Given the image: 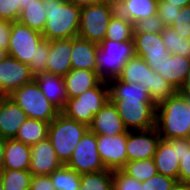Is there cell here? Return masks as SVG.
Masks as SVG:
<instances>
[{"instance_id":"obj_23","label":"cell","mask_w":190,"mask_h":190,"mask_svg":"<svg viewBox=\"0 0 190 190\" xmlns=\"http://www.w3.org/2000/svg\"><path fill=\"white\" fill-rule=\"evenodd\" d=\"M190 68V58L171 53L167 60L158 68V73L167 81L176 91H178L186 78Z\"/></svg>"},{"instance_id":"obj_32","label":"cell","mask_w":190,"mask_h":190,"mask_svg":"<svg viewBox=\"0 0 190 190\" xmlns=\"http://www.w3.org/2000/svg\"><path fill=\"white\" fill-rule=\"evenodd\" d=\"M161 36L168 52L190 58V38L180 36L171 27H165Z\"/></svg>"},{"instance_id":"obj_37","label":"cell","mask_w":190,"mask_h":190,"mask_svg":"<svg viewBox=\"0 0 190 190\" xmlns=\"http://www.w3.org/2000/svg\"><path fill=\"white\" fill-rule=\"evenodd\" d=\"M112 190H144L142 182L128 176L122 170L112 171Z\"/></svg>"},{"instance_id":"obj_52","label":"cell","mask_w":190,"mask_h":190,"mask_svg":"<svg viewBox=\"0 0 190 190\" xmlns=\"http://www.w3.org/2000/svg\"><path fill=\"white\" fill-rule=\"evenodd\" d=\"M8 56V50L0 48V62H2Z\"/></svg>"},{"instance_id":"obj_22","label":"cell","mask_w":190,"mask_h":190,"mask_svg":"<svg viewBox=\"0 0 190 190\" xmlns=\"http://www.w3.org/2000/svg\"><path fill=\"white\" fill-rule=\"evenodd\" d=\"M154 71L147 65L144 59L134 55L124 65L118 78L126 83H139L146 88L151 98V81Z\"/></svg>"},{"instance_id":"obj_55","label":"cell","mask_w":190,"mask_h":190,"mask_svg":"<svg viewBox=\"0 0 190 190\" xmlns=\"http://www.w3.org/2000/svg\"><path fill=\"white\" fill-rule=\"evenodd\" d=\"M186 96H187L188 103H189V106H190V93L186 94Z\"/></svg>"},{"instance_id":"obj_8","label":"cell","mask_w":190,"mask_h":190,"mask_svg":"<svg viewBox=\"0 0 190 190\" xmlns=\"http://www.w3.org/2000/svg\"><path fill=\"white\" fill-rule=\"evenodd\" d=\"M44 40L41 32L19 21L12 22L8 55L27 65H35L36 47Z\"/></svg>"},{"instance_id":"obj_17","label":"cell","mask_w":190,"mask_h":190,"mask_svg":"<svg viewBox=\"0 0 190 190\" xmlns=\"http://www.w3.org/2000/svg\"><path fill=\"white\" fill-rule=\"evenodd\" d=\"M26 113L9 97H0V138H15L27 119Z\"/></svg>"},{"instance_id":"obj_33","label":"cell","mask_w":190,"mask_h":190,"mask_svg":"<svg viewBox=\"0 0 190 190\" xmlns=\"http://www.w3.org/2000/svg\"><path fill=\"white\" fill-rule=\"evenodd\" d=\"M80 190H112V171L103 170L93 173L80 174Z\"/></svg>"},{"instance_id":"obj_16","label":"cell","mask_w":190,"mask_h":190,"mask_svg":"<svg viewBox=\"0 0 190 190\" xmlns=\"http://www.w3.org/2000/svg\"><path fill=\"white\" fill-rule=\"evenodd\" d=\"M89 130L96 135L106 136L128 133L116 106L110 100L94 115Z\"/></svg>"},{"instance_id":"obj_48","label":"cell","mask_w":190,"mask_h":190,"mask_svg":"<svg viewBox=\"0 0 190 190\" xmlns=\"http://www.w3.org/2000/svg\"><path fill=\"white\" fill-rule=\"evenodd\" d=\"M177 92L182 93L184 95L190 93V68L188 69V72L186 74V78L182 87Z\"/></svg>"},{"instance_id":"obj_34","label":"cell","mask_w":190,"mask_h":190,"mask_svg":"<svg viewBox=\"0 0 190 190\" xmlns=\"http://www.w3.org/2000/svg\"><path fill=\"white\" fill-rule=\"evenodd\" d=\"M0 175L4 190H29L32 173L29 170L2 169Z\"/></svg>"},{"instance_id":"obj_43","label":"cell","mask_w":190,"mask_h":190,"mask_svg":"<svg viewBox=\"0 0 190 190\" xmlns=\"http://www.w3.org/2000/svg\"><path fill=\"white\" fill-rule=\"evenodd\" d=\"M181 12V8L177 5L169 4L165 0H158V17L164 22L166 27H170L176 17Z\"/></svg>"},{"instance_id":"obj_21","label":"cell","mask_w":190,"mask_h":190,"mask_svg":"<svg viewBox=\"0 0 190 190\" xmlns=\"http://www.w3.org/2000/svg\"><path fill=\"white\" fill-rule=\"evenodd\" d=\"M31 146L15 138L4 140V161L2 169L29 170Z\"/></svg>"},{"instance_id":"obj_49","label":"cell","mask_w":190,"mask_h":190,"mask_svg":"<svg viewBox=\"0 0 190 190\" xmlns=\"http://www.w3.org/2000/svg\"><path fill=\"white\" fill-rule=\"evenodd\" d=\"M165 1L169 2V4L177 5V7L180 8L190 5V0H165Z\"/></svg>"},{"instance_id":"obj_2","label":"cell","mask_w":190,"mask_h":190,"mask_svg":"<svg viewBox=\"0 0 190 190\" xmlns=\"http://www.w3.org/2000/svg\"><path fill=\"white\" fill-rule=\"evenodd\" d=\"M46 25L42 35L45 40L78 37L81 8L66 0L44 1Z\"/></svg>"},{"instance_id":"obj_6","label":"cell","mask_w":190,"mask_h":190,"mask_svg":"<svg viewBox=\"0 0 190 190\" xmlns=\"http://www.w3.org/2000/svg\"><path fill=\"white\" fill-rule=\"evenodd\" d=\"M115 12V0L82 7L78 37L100 44L105 39L107 26Z\"/></svg>"},{"instance_id":"obj_44","label":"cell","mask_w":190,"mask_h":190,"mask_svg":"<svg viewBox=\"0 0 190 190\" xmlns=\"http://www.w3.org/2000/svg\"><path fill=\"white\" fill-rule=\"evenodd\" d=\"M178 182L190 183V149H186L179 161Z\"/></svg>"},{"instance_id":"obj_50","label":"cell","mask_w":190,"mask_h":190,"mask_svg":"<svg viewBox=\"0 0 190 190\" xmlns=\"http://www.w3.org/2000/svg\"><path fill=\"white\" fill-rule=\"evenodd\" d=\"M172 190H190V183L177 182Z\"/></svg>"},{"instance_id":"obj_24","label":"cell","mask_w":190,"mask_h":190,"mask_svg":"<svg viewBox=\"0 0 190 190\" xmlns=\"http://www.w3.org/2000/svg\"><path fill=\"white\" fill-rule=\"evenodd\" d=\"M64 81L67 99H71L96 87L102 79L94 71L74 69L64 76Z\"/></svg>"},{"instance_id":"obj_12","label":"cell","mask_w":190,"mask_h":190,"mask_svg":"<svg viewBox=\"0 0 190 190\" xmlns=\"http://www.w3.org/2000/svg\"><path fill=\"white\" fill-rule=\"evenodd\" d=\"M134 52L145 60L156 73L158 68L171 55L166 49L161 33L133 32Z\"/></svg>"},{"instance_id":"obj_42","label":"cell","mask_w":190,"mask_h":190,"mask_svg":"<svg viewBox=\"0 0 190 190\" xmlns=\"http://www.w3.org/2000/svg\"><path fill=\"white\" fill-rule=\"evenodd\" d=\"M170 27L180 36L190 38V5L181 8V12Z\"/></svg>"},{"instance_id":"obj_11","label":"cell","mask_w":190,"mask_h":190,"mask_svg":"<svg viewBox=\"0 0 190 190\" xmlns=\"http://www.w3.org/2000/svg\"><path fill=\"white\" fill-rule=\"evenodd\" d=\"M66 166L80 174L106 170L97 150L96 134L88 130L83 135Z\"/></svg>"},{"instance_id":"obj_19","label":"cell","mask_w":190,"mask_h":190,"mask_svg":"<svg viewBox=\"0 0 190 190\" xmlns=\"http://www.w3.org/2000/svg\"><path fill=\"white\" fill-rule=\"evenodd\" d=\"M72 48L73 38L49 41L46 72L64 77L71 70Z\"/></svg>"},{"instance_id":"obj_31","label":"cell","mask_w":190,"mask_h":190,"mask_svg":"<svg viewBox=\"0 0 190 190\" xmlns=\"http://www.w3.org/2000/svg\"><path fill=\"white\" fill-rule=\"evenodd\" d=\"M49 176L56 190H80V173L66 165L54 170Z\"/></svg>"},{"instance_id":"obj_3","label":"cell","mask_w":190,"mask_h":190,"mask_svg":"<svg viewBox=\"0 0 190 190\" xmlns=\"http://www.w3.org/2000/svg\"><path fill=\"white\" fill-rule=\"evenodd\" d=\"M88 130V125L67 118L63 113L49 123L48 139L62 165L68 163L77 144Z\"/></svg>"},{"instance_id":"obj_45","label":"cell","mask_w":190,"mask_h":190,"mask_svg":"<svg viewBox=\"0 0 190 190\" xmlns=\"http://www.w3.org/2000/svg\"><path fill=\"white\" fill-rule=\"evenodd\" d=\"M29 190H56L49 175H33Z\"/></svg>"},{"instance_id":"obj_26","label":"cell","mask_w":190,"mask_h":190,"mask_svg":"<svg viewBox=\"0 0 190 190\" xmlns=\"http://www.w3.org/2000/svg\"><path fill=\"white\" fill-rule=\"evenodd\" d=\"M98 44L82 39L73 38V48L71 55V70H89L96 72V53Z\"/></svg>"},{"instance_id":"obj_56","label":"cell","mask_w":190,"mask_h":190,"mask_svg":"<svg viewBox=\"0 0 190 190\" xmlns=\"http://www.w3.org/2000/svg\"><path fill=\"white\" fill-rule=\"evenodd\" d=\"M187 142H188L189 147H190V135H189V137L187 138Z\"/></svg>"},{"instance_id":"obj_47","label":"cell","mask_w":190,"mask_h":190,"mask_svg":"<svg viewBox=\"0 0 190 190\" xmlns=\"http://www.w3.org/2000/svg\"><path fill=\"white\" fill-rule=\"evenodd\" d=\"M66 1H69V2L77 5L78 7L82 8L85 6H90L93 4L103 2L104 0H66Z\"/></svg>"},{"instance_id":"obj_29","label":"cell","mask_w":190,"mask_h":190,"mask_svg":"<svg viewBox=\"0 0 190 190\" xmlns=\"http://www.w3.org/2000/svg\"><path fill=\"white\" fill-rule=\"evenodd\" d=\"M18 21L30 29L42 33L47 21L44 1L32 0V2L27 4V7L21 11Z\"/></svg>"},{"instance_id":"obj_28","label":"cell","mask_w":190,"mask_h":190,"mask_svg":"<svg viewBox=\"0 0 190 190\" xmlns=\"http://www.w3.org/2000/svg\"><path fill=\"white\" fill-rule=\"evenodd\" d=\"M49 122L27 118L20 126L15 137L16 140L28 145L34 144L48 138Z\"/></svg>"},{"instance_id":"obj_1","label":"cell","mask_w":190,"mask_h":190,"mask_svg":"<svg viewBox=\"0 0 190 190\" xmlns=\"http://www.w3.org/2000/svg\"><path fill=\"white\" fill-rule=\"evenodd\" d=\"M161 139L188 138L190 106L187 96L176 92L156 106V126Z\"/></svg>"},{"instance_id":"obj_25","label":"cell","mask_w":190,"mask_h":190,"mask_svg":"<svg viewBox=\"0 0 190 190\" xmlns=\"http://www.w3.org/2000/svg\"><path fill=\"white\" fill-rule=\"evenodd\" d=\"M111 83V84H110ZM110 101L152 102L150 93L139 83H126L118 77L107 81Z\"/></svg>"},{"instance_id":"obj_5","label":"cell","mask_w":190,"mask_h":190,"mask_svg":"<svg viewBox=\"0 0 190 190\" xmlns=\"http://www.w3.org/2000/svg\"><path fill=\"white\" fill-rule=\"evenodd\" d=\"M109 101L107 81L102 80L96 87L77 97L68 99L61 111L67 118L86 125L92 123L94 115Z\"/></svg>"},{"instance_id":"obj_27","label":"cell","mask_w":190,"mask_h":190,"mask_svg":"<svg viewBox=\"0 0 190 190\" xmlns=\"http://www.w3.org/2000/svg\"><path fill=\"white\" fill-rule=\"evenodd\" d=\"M116 11L132 24L158 12V0H115Z\"/></svg>"},{"instance_id":"obj_13","label":"cell","mask_w":190,"mask_h":190,"mask_svg":"<svg viewBox=\"0 0 190 190\" xmlns=\"http://www.w3.org/2000/svg\"><path fill=\"white\" fill-rule=\"evenodd\" d=\"M34 80L27 64L8 56L0 62V97L10 96L16 89Z\"/></svg>"},{"instance_id":"obj_9","label":"cell","mask_w":190,"mask_h":190,"mask_svg":"<svg viewBox=\"0 0 190 190\" xmlns=\"http://www.w3.org/2000/svg\"><path fill=\"white\" fill-rule=\"evenodd\" d=\"M128 131L148 130L156 126V105L153 102L111 101Z\"/></svg>"},{"instance_id":"obj_38","label":"cell","mask_w":190,"mask_h":190,"mask_svg":"<svg viewBox=\"0 0 190 190\" xmlns=\"http://www.w3.org/2000/svg\"><path fill=\"white\" fill-rule=\"evenodd\" d=\"M48 59H49V41L44 39L36 47L35 65H28L31 73L34 76H36L39 73L46 72Z\"/></svg>"},{"instance_id":"obj_36","label":"cell","mask_w":190,"mask_h":190,"mask_svg":"<svg viewBox=\"0 0 190 190\" xmlns=\"http://www.w3.org/2000/svg\"><path fill=\"white\" fill-rule=\"evenodd\" d=\"M177 91L165 81L159 73L154 72L151 81V100L158 106Z\"/></svg>"},{"instance_id":"obj_15","label":"cell","mask_w":190,"mask_h":190,"mask_svg":"<svg viewBox=\"0 0 190 190\" xmlns=\"http://www.w3.org/2000/svg\"><path fill=\"white\" fill-rule=\"evenodd\" d=\"M161 137L156 127L128 131L126 152L128 161L153 158Z\"/></svg>"},{"instance_id":"obj_39","label":"cell","mask_w":190,"mask_h":190,"mask_svg":"<svg viewBox=\"0 0 190 190\" xmlns=\"http://www.w3.org/2000/svg\"><path fill=\"white\" fill-rule=\"evenodd\" d=\"M134 32L161 33L166 27L157 14L146 19H140L133 24Z\"/></svg>"},{"instance_id":"obj_53","label":"cell","mask_w":190,"mask_h":190,"mask_svg":"<svg viewBox=\"0 0 190 190\" xmlns=\"http://www.w3.org/2000/svg\"><path fill=\"white\" fill-rule=\"evenodd\" d=\"M30 2H32V0H22V8L21 11L23 9H25L27 7V4H29Z\"/></svg>"},{"instance_id":"obj_46","label":"cell","mask_w":190,"mask_h":190,"mask_svg":"<svg viewBox=\"0 0 190 190\" xmlns=\"http://www.w3.org/2000/svg\"><path fill=\"white\" fill-rule=\"evenodd\" d=\"M11 27V21L0 19V48L8 50Z\"/></svg>"},{"instance_id":"obj_54","label":"cell","mask_w":190,"mask_h":190,"mask_svg":"<svg viewBox=\"0 0 190 190\" xmlns=\"http://www.w3.org/2000/svg\"><path fill=\"white\" fill-rule=\"evenodd\" d=\"M0 190H4L3 181H2L1 175H0Z\"/></svg>"},{"instance_id":"obj_41","label":"cell","mask_w":190,"mask_h":190,"mask_svg":"<svg viewBox=\"0 0 190 190\" xmlns=\"http://www.w3.org/2000/svg\"><path fill=\"white\" fill-rule=\"evenodd\" d=\"M176 183L175 179L157 173L148 180L143 181L142 187H144V190H172Z\"/></svg>"},{"instance_id":"obj_30","label":"cell","mask_w":190,"mask_h":190,"mask_svg":"<svg viewBox=\"0 0 190 190\" xmlns=\"http://www.w3.org/2000/svg\"><path fill=\"white\" fill-rule=\"evenodd\" d=\"M133 32V24L116 11L107 26L105 39L117 42L133 41Z\"/></svg>"},{"instance_id":"obj_14","label":"cell","mask_w":190,"mask_h":190,"mask_svg":"<svg viewBox=\"0 0 190 190\" xmlns=\"http://www.w3.org/2000/svg\"><path fill=\"white\" fill-rule=\"evenodd\" d=\"M127 134L97 135V150L106 169L121 170L127 163Z\"/></svg>"},{"instance_id":"obj_35","label":"cell","mask_w":190,"mask_h":190,"mask_svg":"<svg viewBox=\"0 0 190 190\" xmlns=\"http://www.w3.org/2000/svg\"><path fill=\"white\" fill-rule=\"evenodd\" d=\"M121 170L140 182L146 181L158 173L153 158L127 161Z\"/></svg>"},{"instance_id":"obj_20","label":"cell","mask_w":190,"mask_h":190,"mask_svg":"<svg viewBox=\"0 0 190 190\" xmlns=\"http://www.w3.org/2000/svg\"><path fill=\"white\" fill-rule=\"evenodd\" d=\"M34 80L45 98L62 111L68 100L64 77L44 72L34 76Z\"/></svg>"},{"instance_id":"obj_10","label":"cell","mask_w":190,"mask_h":190,"mask_svg":"<svg viewBox=\"0 0 190 190\" xmlns=\"http://www.w3.org/2000/svg\"><path fill=\"white\" fill-rule=\"evenodd\" d=\"M186 149H190L186 138L160 139L153 157L157 172L178 182L179 161Z\"/></svg>"},{"instance_id":"obj_18","label":"cell","mask_w":190,"mask_h":190,"mask_svg":"<svg viewBox=\"0 0 190 190\" xmlns=\"http://www.w3.org/2000/svg\"><path fill=\"white\" fill-rule=\"evenodd\" d=\"M62 166L48 138L31 146L29 171L32 175H50Z\"/></svg>"},{"instance_id":"obj_4","label":"cell","mask_w":190,"mask_h":190,"mask_svg":"<svg viewBox=\"0 0 190 190\" xmlns=\"http://www.w3.org/2000/svg\"><path fill=\"white\" fill-rule=\"evenodd\" d=\"M134 55V41L117 42L104 39L98 44L96 73L104 81L117 78L126 62Z\"/></svg>"},{"instance_id":"obj_7","label":"cell","mask_w":190,"mask_h":190,"mask_svg":"<svg viewBox=\"0 0 190 190\" xmlns=\"http://www.w3.org/2000/svg\"><path fill=\"white\" fill-rule=\"evenodd\" d=\"M29 119L51 122L61 111L42 94L35 80L24 84L9 96Z\"/></svg>"},{"instance_id":"obj_51","label":"cell","mask_w":190,"mask_h":190,"mask_svg":"<svg viewBox=\"0 0 190 190\" xmlns=\"http://www.w3.org/2000/svg\"><path fill=\"white\" fill-rule=\"evenodd\" d=\"M4 161V139L0 138V171L2 170Z\"/></svg>"},{"instance_id":"obj_40","label":"cell","mask_w":190,"mask_h":190,"mask_svg":"<svg viewBox=\"0 0 190 190\" xmlns=\"http://www.w3.org/2000/svg\"><path fill=\"white\" fill-rule=\"evenodd\" d=\"M22 0H0V19L18 21Z\"/></svg>"}]
</instances>
